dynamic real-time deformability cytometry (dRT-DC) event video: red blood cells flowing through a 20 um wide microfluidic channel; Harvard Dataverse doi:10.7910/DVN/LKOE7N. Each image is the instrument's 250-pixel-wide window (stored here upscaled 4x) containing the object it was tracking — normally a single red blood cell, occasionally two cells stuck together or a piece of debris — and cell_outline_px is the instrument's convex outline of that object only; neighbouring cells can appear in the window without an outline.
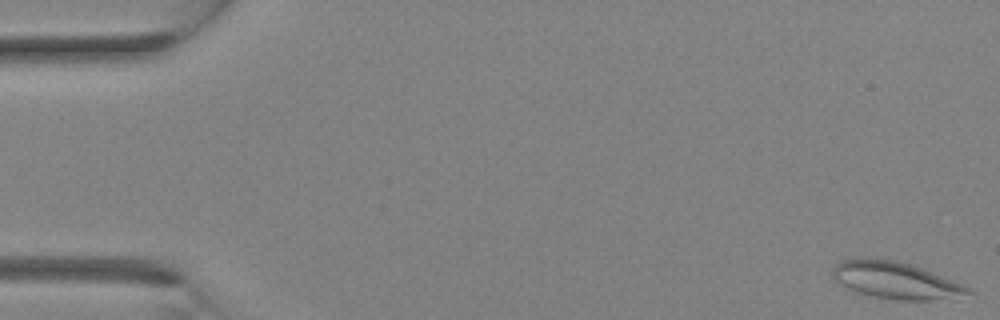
{"species": "Egyptian fruit bat (a non-hibernating species)", "species_latin": "Rousettus aegyptiacus", "temperature_condition": "room temperature", "stored_images_in_passage": 33, "camera_frame_rate_fps": 3000, "um_per_image_px": 0.085, "animal": {"sex": "female"}, "frame": {"image": 1, "passage_image": 1, "time_ms": 0.0, "image_size_px": [1000, 320], "cell_outline_px": [[972, 292], [928, 300], [896, 300], [872, 296], [852, 292], [840, 284], [832, 276], [832, 268], [836, 264], [844, 260], [856, 256], [860, 256], [896, 260], [912, 264], [960, 284], [968, 288]], "centroid_in_image_um": [75.94, 23.79], "position_along_channel_um": 9.1, "area_um2": 28.84}}
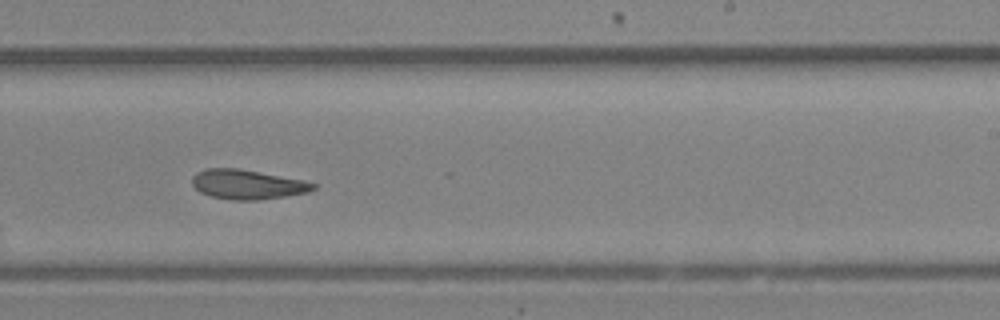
{"frame": {"image": 2, "passage_image": 21, "time_ms": 6.667, "image_size_px": [1000, 320], "cell_outline_px": [[316, 188], [308, 192], [284, 196], [256, 200], [232, 200], [212, 196], [200, 192], [192, 184], [192, 176], [196, 172], [208, 168], [236, 168], [304, 180], [316, 184]], "centroid_in_image_um": [21.01, 15.67], "position_along_channel_um": 268.0, "area_um2": 20.63}}
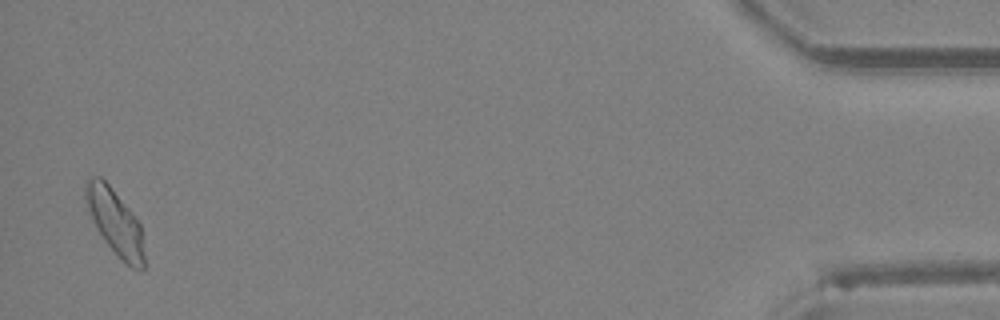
{"frame": {"image": 3, "passage_image": 33, "time_ms": 10.667, "image_size_px": [1000, 320], "cell_outline_px": [[144, 268], [132, 268], [104, 240], [84, 200], [84, 184], [88, 176], [100, 176], [112, 188], [132, 212], [140, 224], [144, 256]], "centroid_in_image_um": [9.76, 18.79], "position_along_channel_um": 425.4, "area_um2": 21.73}}